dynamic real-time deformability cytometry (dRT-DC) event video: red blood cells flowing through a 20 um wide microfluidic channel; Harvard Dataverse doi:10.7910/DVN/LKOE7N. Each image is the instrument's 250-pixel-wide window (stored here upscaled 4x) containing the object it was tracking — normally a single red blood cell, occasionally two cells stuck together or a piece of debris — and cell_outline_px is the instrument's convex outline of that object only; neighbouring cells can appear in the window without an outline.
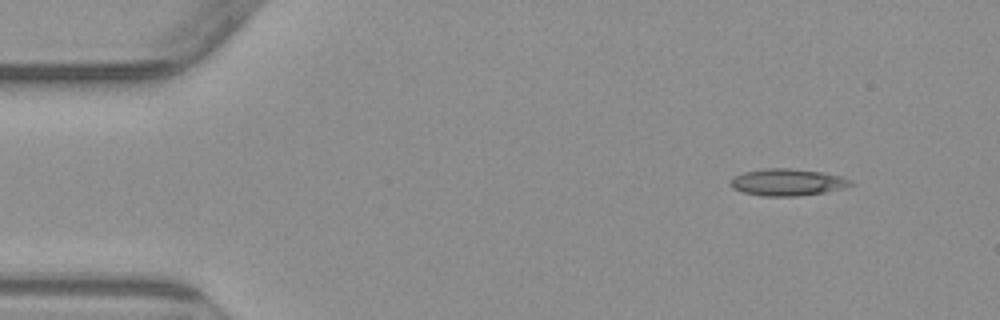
{"species": "common noctule bat (a hibernating species)", "species_latin": "Nyctalus noctula", "temperature_condition": "warm", "stored_images_in_passage": 3, "camera_frame_rate_fps": 3000, "um_per_image_px": 0.085, "animal": {"sex": "male", "body_mass_g": 23.1, "forearm_length_mm": 52.7}, "frame": {"image": 1, "passage_image": 1, "time_ms": 0.0, "image_size_px": [1000, 320], "cell_outline_px": [[856, 184], [844, 188], [824, 192], [800, 196], [760, 196], [740, 192], [732, 188], [728, 184], [728, 180], [732, 176], [744, 172], [764, 168], [788, 168], [820, 172], [840, 176], [852, 180]], "centroid_in_image_um": [66.87, 15.5], "position_along_channel_um": 18.1, "area_um2": 19.19}}